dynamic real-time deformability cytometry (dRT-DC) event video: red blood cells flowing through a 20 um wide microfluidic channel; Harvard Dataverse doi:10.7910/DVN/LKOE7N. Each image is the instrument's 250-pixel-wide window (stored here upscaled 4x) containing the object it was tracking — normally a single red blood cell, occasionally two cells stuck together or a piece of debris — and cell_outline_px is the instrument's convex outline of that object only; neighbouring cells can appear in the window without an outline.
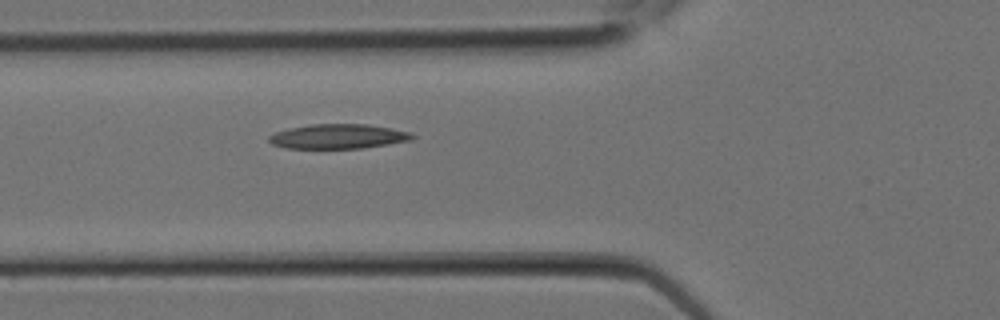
{"species": "Egyptian fruit bat (a non-hibernating species)", "species_latin": "Rousettus aegyptiacus", "temperature_condition": "room temperature", "stored_images_in_passage": 3, "camera_frame_rate_fps": 3000, "um_per_image_px": 0.085, "animal": {"sex": "female"}, "frame": {"image": 1, "passage_image": 3, "time_ms": 0.667, "image_size_px": [1000, 320], "cell_outline_px": [[416, 136], [412, 140], [364, 148], [288, 148], [272, 144], [268, 140], [268, 136], [276, 132], [288, 128], [312, 124], [368, 124], [392, 128], [408, 132]], "centroid_in_image_um": [28.75, 11.59], "position_along_channel_um": 97.0, "area_um2": 20.52}}